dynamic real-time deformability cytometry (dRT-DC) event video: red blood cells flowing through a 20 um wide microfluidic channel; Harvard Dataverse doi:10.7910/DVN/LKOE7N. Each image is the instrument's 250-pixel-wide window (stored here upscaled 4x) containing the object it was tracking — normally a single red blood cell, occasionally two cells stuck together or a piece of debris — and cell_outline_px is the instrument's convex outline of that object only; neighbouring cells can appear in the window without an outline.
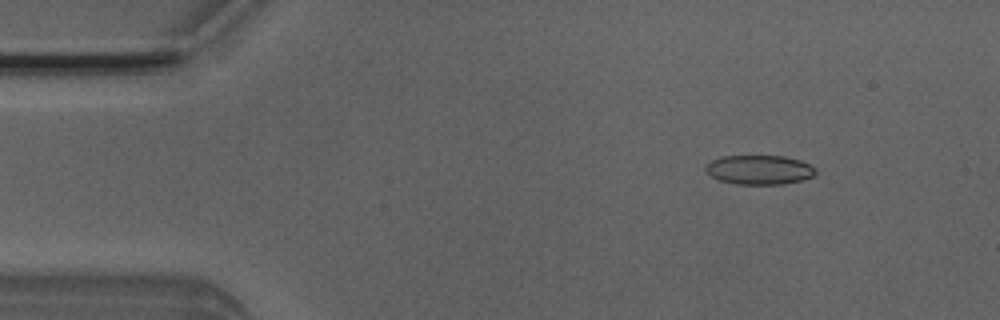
{"species": "Egyptian fruit bat (a non-hibernating species)", "species_latin": "Rousettus aegyptiacus", "temperature_condition": "room temperature", "stored_images_in_passage": 45, "camera_frame_rate_fps": 3000, "um_per_image_px": 0.085, "animal": {"sex": "male"}, "frame": {"image": 1, "passage_image": 1, "time_ms": 0.0, "image_size_px": [1000, 320], "cell_outline_px": [[816, 172], [812, 176], [800, 180], [784, 184], [736, 184], [720, 180], [712, 176], [704, 168], [712, 160], [720, 156], [784, 156], [800, 160], [816, 168]], "centroid_in_image_um": [64.54, 14.43], "position_along_channel_um": 20.5, "area_um2": 18.61}}
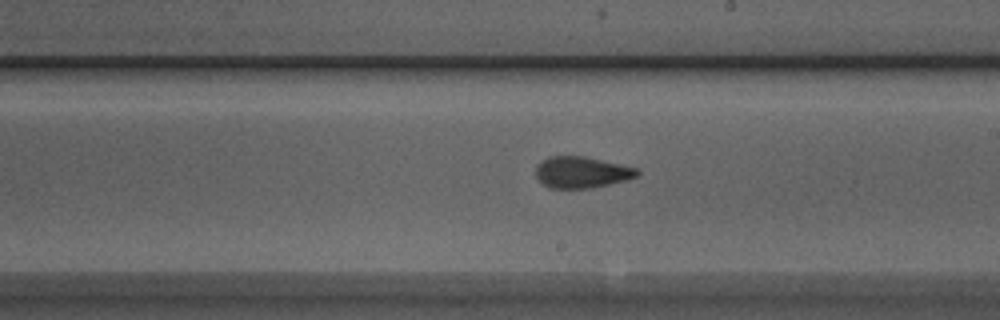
{"frame": {"image": 2, "passage_image": 23, "time_ms": 7.333, "image_size_px": [1000, 320], "cell_outline_px": [[640, 172], [636, 176], [628, 180], [592, 188], [548, 188], [536, 176], [536, 164], [540, 160], [548, 156], [584, 156], [620, 164], [636, 168]], "centroid_in_image_um": [49.41, 14.64], "position_along_channel_um": 239.6, "area_um2": 18.61}}
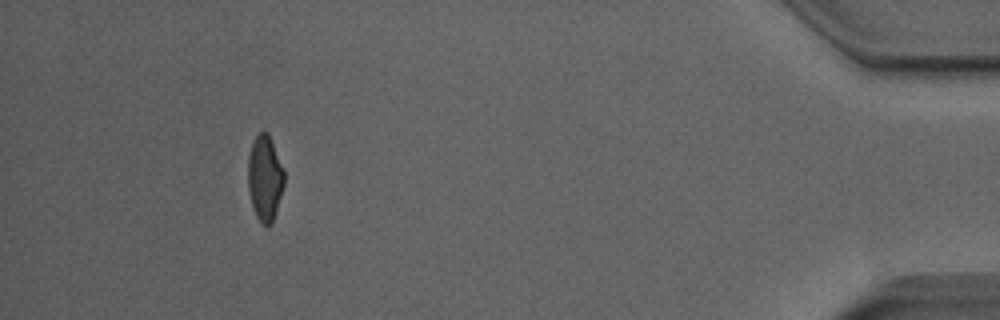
{"frame": {"image": 3, "passage_image": 41, "time_ms": 13.333, "image_size_px": [1000, 320], "cell_outline_px": [[284, 184], [272, 224], [264, 228], [260, 224], [256, 216], [252, 204], [248, 188], [248, 156], [252, 144], [256, 136], [260, 132], [268, 132], [284, 172]], "centroid_in_image_um": [22.5, 15.19], "position_along_channel_um": 412.7, "area_um2": 17.92}, "authors_computed_cell_mechanics": {"area_um2": 18.8428, "velocity_mm_per_s": 4.0398, "shape_relaxation_time_tau1_ms": 7.767, "shape_relaxation_time_tau2_ms": 1.6976, "deformation_change_tau1": 0.1709, "deformation_change_tau2": 0.0827}}